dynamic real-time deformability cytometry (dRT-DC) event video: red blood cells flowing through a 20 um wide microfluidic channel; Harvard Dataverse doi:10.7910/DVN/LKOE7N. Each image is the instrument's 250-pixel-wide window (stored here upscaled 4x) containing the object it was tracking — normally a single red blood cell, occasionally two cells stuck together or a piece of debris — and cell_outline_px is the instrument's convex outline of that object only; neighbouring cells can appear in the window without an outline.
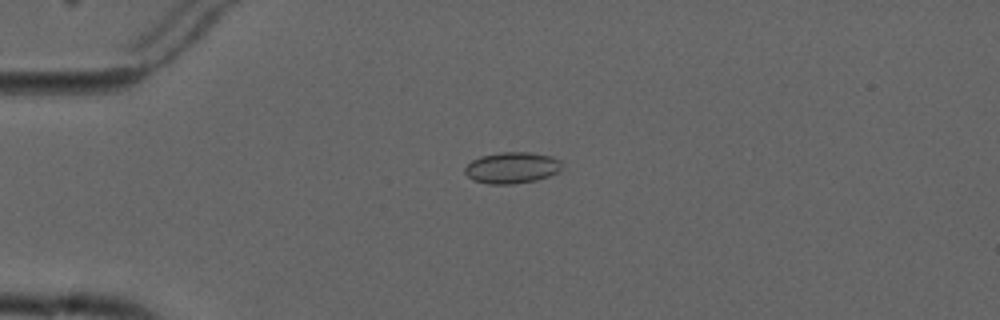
{"species": "common noctule bat (a hibernating species)", "species_latin": "Nyctalus noctula", "temperature_condition": "cold", "stored_images_in_passage": 6, "camera_frame_rate_fps": 3000, "um_per_image_px": 0.085, "animal": {"sex": "male", "forearm_length_mm": 52.5}, "frame": {"image": 1, "passage_image": 4, "time_ms": 4.333, "image_size_px": [1000, 320], "cell_outline_px": [[560, 172], [536, 180], [512, 184], [488, 184], [472, 180], [464, 172], [464, 168], [472, 160], [480, 156], [500, 152], [528, 152], [552, 156], [560, 160]], "centroid_in_image_um": [43.49, 14.26], "position_along_channel_um": 41.5, "area_um2": 17.74}}
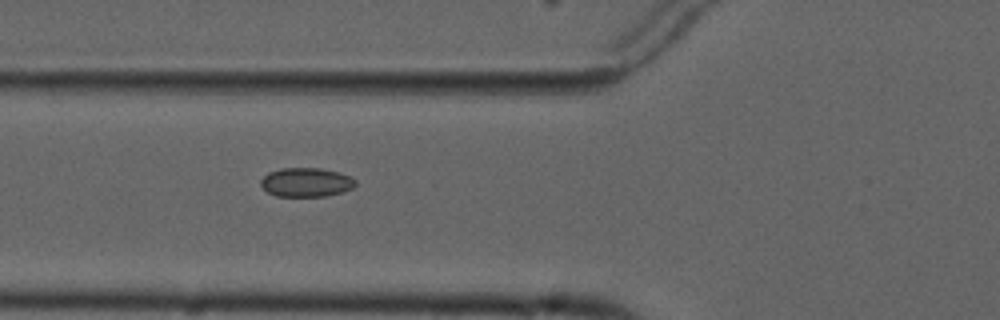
{"frame": {"image": 2, "passage_image": 6, "time_ms": 6.667, "image_size_px": [1000, 320], "cell_outline_px": [[356, 184], [352, 188], [340, 192], [324, 196], [276, 196], [268, 192], [260, 184], [260, 180], [268, 172], [280, 168], [320, 168], [340, 172], [356, 180]], "centroid_in_image_um": [26.0, 15.48], "position_along_channel_um": 99.8, "area_um2": 15.95}}